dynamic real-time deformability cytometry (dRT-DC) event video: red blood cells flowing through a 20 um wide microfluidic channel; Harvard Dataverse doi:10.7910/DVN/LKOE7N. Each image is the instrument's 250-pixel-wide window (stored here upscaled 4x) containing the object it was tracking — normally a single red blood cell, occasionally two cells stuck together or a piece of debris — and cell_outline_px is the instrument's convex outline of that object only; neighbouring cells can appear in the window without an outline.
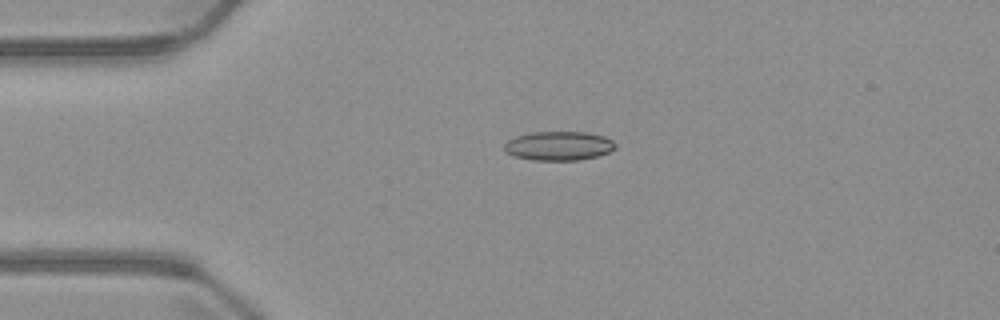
{"species": "common noctule bat (a hibernating species)", "species_latin": "Nyctalus noctula", "temperature_condition": "warm", "stored_images_in_passage": 4, "camera_frame_rate_fps": 3000, "um_per_image_px": 0.085, "animal": {"sex": "male", "body_mass_g": 23.1, "forearm_length_mm": 52.7}, "frame": {"image": 1, "passage_image": 4, "time_ms": 3.667, "image_size_px": [1000, 320], "cell_outline_px": [[616, 148], [608, 152], [596, 156], [580, 160], [532, 160], [512, 156], [504, 152], [504, 144], [508, 140], [516, 136], [528, 132], [588, 132], [604, 136], [612, 140], [616, 144]], "centroid_in_image_um": [47.46, 12.4], "position_along_channel_um": 37.5, "area_um2": 19.02}}